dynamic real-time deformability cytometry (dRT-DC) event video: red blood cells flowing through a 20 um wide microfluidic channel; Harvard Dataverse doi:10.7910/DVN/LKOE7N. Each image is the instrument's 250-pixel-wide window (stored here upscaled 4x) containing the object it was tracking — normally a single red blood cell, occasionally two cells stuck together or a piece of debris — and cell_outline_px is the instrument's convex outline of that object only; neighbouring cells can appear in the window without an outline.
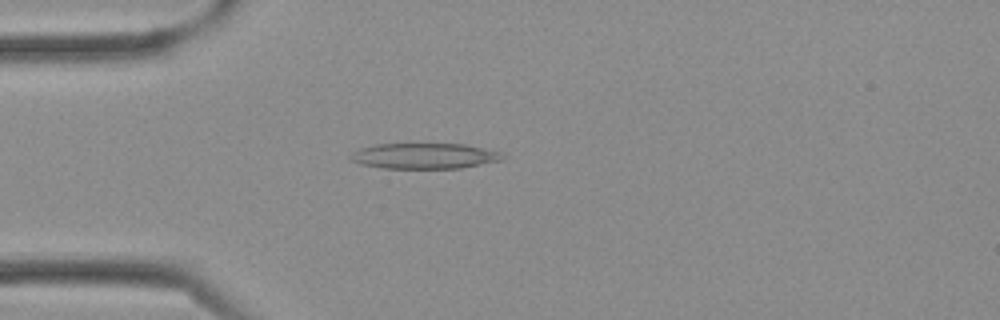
{"species": "Egyptian fruit bat (a non-hibernating species)", "species_latin": "Rousettus aegyptiacus", "temperature_condition": "cold", "stored_images_in_passage": 35, "camera_frame_rate_fps": 3000, "um_per_image_px": 0.085, "frame": {"image": 1, "passage_image": 8, "time_ms": 2.333, "image_size_px": [1000, 320], "cell_outline_px": [[508, 156], [504, 160], [460, 168], [384, 168], [360, 164], [352, 160], [348, 156], [352, 152], [360, 148], [376, 144], [468, 144], [504, 152]], "centroid_in_image_um": [36.16, 13.25], "position_along_channel_um": 48.8, "area_um2": 23.0}}
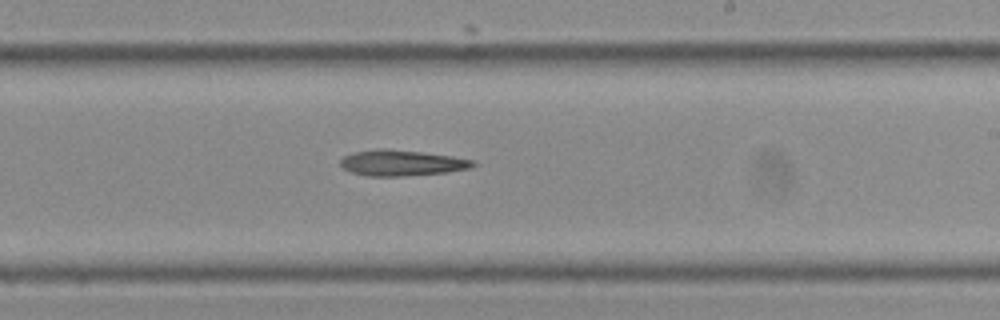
{"frame": {"image": 2, "passage_image": 20, "time_ms": 6.333, "image_size_px": [1000, 320], "cell_outline_px": [[476, 164], [472, 168], [448, 172], [404, 176], [368, 176], [352, 172], [344, 168], [340, 164], [340, 160], [344, 156], [356, 152], [376, 148], [388, 148], [452, 156], [476, 160]], "centroid_in_image_um": [34.18, 13.84], "position_along_channel_um": 254.8, "area_um2": 20.0}}
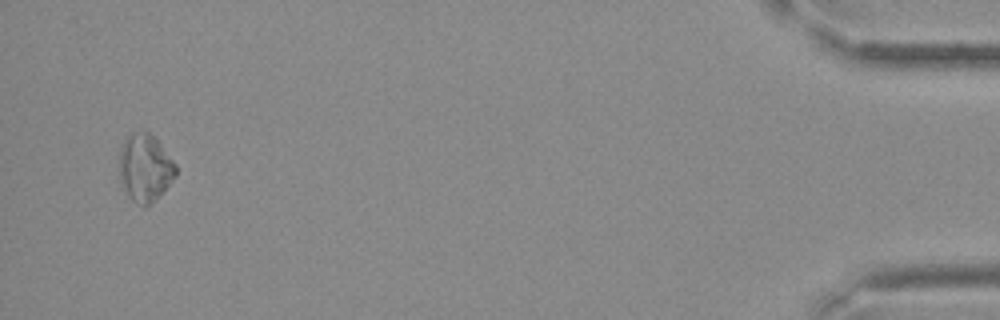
{"frame": {"image": 3, "passage_image": 34, "time_ms": 11.0, "image_size_px": [1000, 320], "cell_outline_px": [[176, 176], [144, 208], [136, 204], [132, 200], [120, 184], [120, 148], [124, 140], [132, 132], [144, 128], [160, 144], [176, 164]], "centroid_in_image_um": [12.29, 14.23], "position_along_channel_um": 422.9, "area_um2": 21.96}}